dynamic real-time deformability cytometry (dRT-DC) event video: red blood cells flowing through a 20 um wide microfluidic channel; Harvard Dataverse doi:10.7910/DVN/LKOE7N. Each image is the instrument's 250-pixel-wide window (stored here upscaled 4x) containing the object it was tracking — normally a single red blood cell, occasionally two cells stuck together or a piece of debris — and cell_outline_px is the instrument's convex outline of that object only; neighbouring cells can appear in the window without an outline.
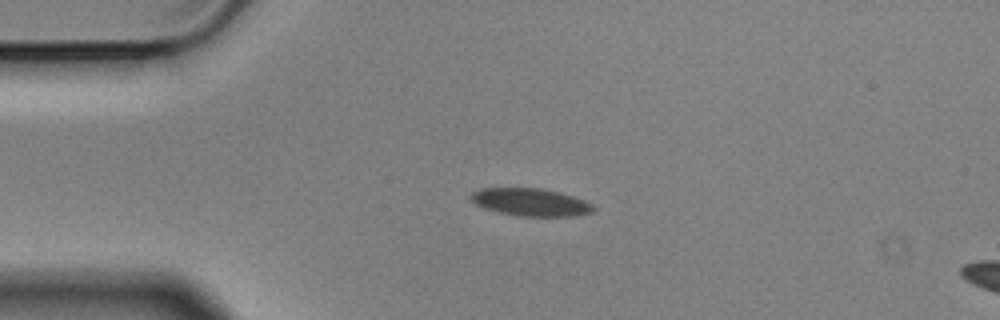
{"species": "Egyptian fruit bat (a non-hibernating species)", "species_latin": "Rousettus aegyptiacus", "temperature_condition": "cold", "stored_images_in_passage": 4, "camera_frame_rate_fps": 3000, "um_per_image_px": 0.085, "animal": {"sex": "male"}, "frame": {"image": 1, "passage_image": 2, "time_ms": 0.333, "image_size_px": [1000, 320], "cell_outline_px": [[596, 208], [592, 212], [576, 216], [516, 216], [484, 208], [476, 204], [468, 196], [472, 192], [480, 188], [540, 188], [560, 192], [584, 200], [592, 204]], "centroid_in_image_um": [45.1, 17.18], "position_along_channel_um": 39.9, "area_um2": 19.77}}
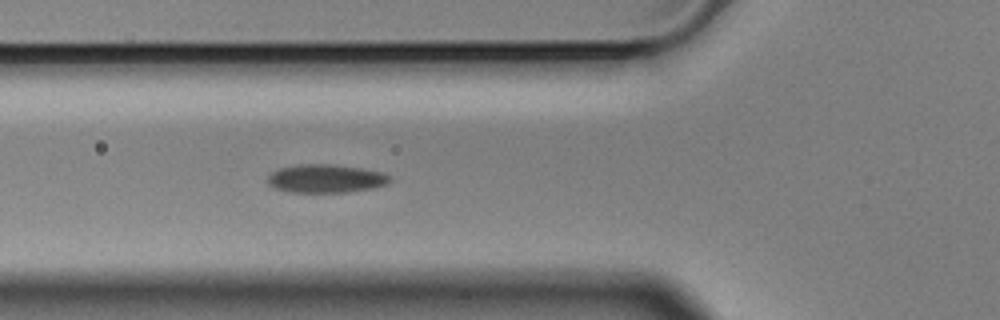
{"frame": {"image": 2, "passage_image": 4, "time_ms": 1.0, "image_size_px": [1000, 320], "cell_outline_px": [[392, 180], [388, 184], [372, 188], [348, 192], [288, 192], [276, 188], [268, 184], [268, 176], [272, 172], [280, 168], [300, 164], [336, 164], [364, 168], [384, 172], [392, 176]], "centroid_in_image_um": [27.76, 15.17], "position_along_channel_um": 98.0, "area_um2": 20.46}}